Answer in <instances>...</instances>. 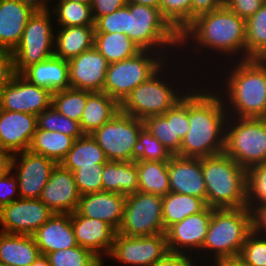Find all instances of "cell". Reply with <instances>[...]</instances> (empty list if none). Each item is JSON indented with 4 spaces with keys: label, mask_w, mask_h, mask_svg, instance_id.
I'll use <instances>...</instances> for the list:
<instances>
[{
    "label": "cell",
    "mask_w": 266,
    "mask_h": 266,
    "mask_svg": "<svg viewBox=\"0 0 266 266\" xmlns=\"http://www.w3.org/2000/svg\"><path fill=\"white\" fill-rule=\"evenodd\" d=\"M144 121L119 111L91 135L108 161H135L137 143Z\"/></svg>",
    "instance_id": "cell-11"
},
{
    "label": "cell",
    "mask_w": 266,
    "mask_h": 266,
    "mask_svg": "<svg viewBox=\"0 0 266 266\" xmlns=\"http://www.w3.org/2000/svg\"><path fill=\"white\" fill-rule=\"evenodd\" d=\"M250 212L252 232L266 236V202L254 206Z\"/></svg>",
    "instance_id": "cell-54"
},
{
    "label": "cell",
    "mask_w": 266,
    "mask_h": 266,
    "mask_svg": "<svg viewBox=\"0 0 266 266\" xmlns=\"http://www.w3.org/2000/svg\"><path fill=\"white\" fill-rule=\"evenodd\" d=\"M168 252L165 233L129 237L116 232L108 258L127 266H153Z\"/></svg>",
    "instance_id": "cell-13"
},
{
    "label": "cell",
    "mask_w": 266,
    "mask_h": 266,
    "mask_svg": "<svg viewBox=\"0 0 266 266\" xmlns=\"http://www.w3.org/2000/svg\"><path fill=\"white\" fill-rule=\"evenodd\" d=\"M53 215L40 199L20 198L0 209V231L33 235Z\"/></svg>",
    "instance_id": "cell-14"
},
{
    "label": "cell",
    "mask_w": 266,
    "mask_h": 266,
    "mask_svg": "<svg viewBox=\"0 0 266 266\" xmlns=\"http://www.w3.org/2000/svg\"><path fill=\"white\" fill-rule=\"evenodd\" d=\"M33 237L40 254L44 256L78 246L71 223V214H54L34 232Z\"/></svg>",
    "instance_id": "cell-25"
},
{
    "label": "cell",
    "mask_w": 266,
    "mask_h": 266,
    "mask_svg": "<svg viewBox=\"0 0 266 266\" xmlns=\"http://www.w3.org/2000/svg\"><path fill=\"white\" fill-rule=\"evenodd\" d=\"M223 152L245 169L266 162V118L228 116Z\"/></svg>",
    "instance_id": "cell-8"
},
{
    "label": "cell",
    "mask_w": 266,
    "mask_h": 266,
    "mask_svg": "<svg viewBox=\"0 0 266 266\" xmlns=\"http://www.w3.org/2000/svg\"><path fill=\"white\" fill-rule=\"evenodd\" d=\"M54 56L69 61L94 47V26L60 27L55 30Z\"/></svg>",
    "instance_id": "cell-27"
},
{
    "label": "cell",
    "mask_w": 266,
    "mask_h": 266,
    "mask_svg": "<svg viewBox=\"0 0 266 266\" xmlns=\"http://www.w3.org/2000/svg\"><path fill=\"white\" fill-rule=\"evenodd\" d=\"M266 2V0H223V5L247 20Z\"/></svg>",
    "instance_id": "cell-49"
},
{
    "label": "cell",
    "mask_w": 266,
    "mask_h": 266,
    "mask_svg": "<svg viewBox=\"0 0 266 266\" xmlns=\"http://www.w3.org/2000/svg\"><path fill=\"white\" fill-rule=\"evenodd\" d=\"M212 263L214 265H212ZM210 266H248L239 256L219 258L211 262Z\"/></svg>",
    "instance_id": "cell-57"
},
{
    "label": "cell",
    "mask_w": 266,
    "mask_h": 266,
    "mask_svg": "<svg viewBox=\"0 0 266 266\" xmlns=\"http://www.w3.org/2000/svg\"><path fill=\"white\" fill-rule=\"evenodd\" d=\"M73 172L56 164L39 199L54 214H71L77 210L80 200Z\"/></svg>",
    "instance_id": "cell-18"
},
{
    "label": "cell",
    "mask_w": 266,
    "mask_h": 266,
    "mask_svg": "<svg viewBox=\"0 0 266 266\" xmlns=\"http://www.w3.org/2000/svg\"><path fill=\"white\" fill-rule=\"evenodd\" d=\"M138 170L139 191L159 195L170 192L168 161H135Z\"/></svg>",
    "instance_id": "cell-35"
},
{
    "label": "cell",
    "mask_w": 266,
    "mask_h": 266,
    "mask_svg": "<svg viewBox=\"0 0 266 266\" xmlns=\"http://www.w3.org/2000/svg\"><path fill=\"white\" fill-rule=\"evenodd\" d=\"M20 2L30 5L36 11H43L50 9L49 4L52 0H19Z\"/></svg>",
    "instance_id": "cell-58"
},
{
    "label": "cell",
    "mask_w": 266,
    "mask_h": 266,
    "mask_svg": "<svg viewBox=\"0 0 266 266\" xmlns=\"http://www.w3.org/2000/svg\"><path fill=\"white\" fill-rule=\"evenodd\" d=\"M174 59L175 58L172 59V62L171 59L169 60L170 62L167 61V63H165L148 80L144 81L132 90L120 104V111L144 121L150 116L163 115L168 109L173 108L178 102H180L188 91L191 90V88L182 86L185 85V83L183 78L181 79L180 76L179 78L175 77L174 80L172 79L174 75L176 76L174 72L177 73V70L174 71L173 66H170L175 64V61H173ZM168 63L172 64L168 65ZM169 67H172V69ZM169 71L172 74H169ZM176 79L177 81L180 79V81L182 80L183 82L178 81L176 84ZM180 83L181 85H179Z\"/></svg>",
    "instance_id": "cell-4"
},
{
    "label": "cell",
    "mask_w": 266,
    "mask_h": 266,
    "mask_svg": "<svg viewBox=\"0 0 266 266\" xmlns=\"http://www.w3.org/2000/svg\"><path fill=\"white\" fill-rule=\"evenodd\" d=\"M68 62L71 88L103 91L109 63L95 47Z\"/></svg>",
    "instance_id": "cell-19"
},
{
    "label": "cell",
    "mask_w": 266,
    "mask_h": 266,
    "mask_svg": "<svg viewBox=\"0 0 266 266\" xmlns=\"http://www.w3.org/2000/svg\"><path fill=\"white\" fill-rule=\"evenodd\" d=\"M239 257L248 266H266V236L251 232L240 250Z\"/></svg>",
    "instance_id": "cell-46"
},
{
    "label": "cell",
    "mask_w": 266,
    "mask_h": 266,
    "mask_svg": "<svg viewBox=\"0 0 266 266\" xmlns=\"http://www.w3.org/2000/svg\"><path fill=\"white\" fill-rule=\"evenodd\" d=\"M94 47L109 64L136 56L142 49L124 33H95Z\"/></svg>",
    "instance_id": "cell-32"
},
{
    "label": "cell",
    "mask_w": 266,
    "mask_h": 266,
    "mask_svg": "<svg viewBox=\"0 0 266 266\" xmlns=\"http://www.w3.org/2000/svg\"><path fill=\"white\" fill-rule=\"evenodd\" d=\"M165 232L161 196L141 191L126 196L123 219L117 233L142 237Z\"/></svg>",
    "instance_id": "cell-12"
},
{
    "label": "cell",
    "mask_w": 266,
    "mask_h": 266,
    "mask_svg": "<svg viewBox=\"0 0 266 266\" xmlns=\"http://www.w3.org/2000/svg\"><path fill=\"white\" fill-rule=\"evenodd\" d=\"M0 266H10V265L0 263Z\"/></svg>",
    "instance_id": "cell-63"
},
{
    "label": "cell",
    "mask_w": 266,
    "mask_h": 266,
    "mask_svg": "<svg viewBox=\"0 0 266 266\" xmlns=\"http://www.w3.org/2000/svg\"><path fill=\"white\" fill-rule=\"evenodd\" d=\"M230 62L228 70L221 66L226 70L221 75L223 88H218L217 82L213 88L220 93L228 116L266 118V63L256 58Z\"/></svg>",
    "instance_id": "cell-3"
},
{
    "label": "cell",
    "mask_w": 266,
    "mask_h": 266,
    "mask_svg": "<svg viewBox=\"0 0 266 266\" xmlns=\"http://www.w3.org/2000/svg\"><path fill=\"white\" fill-rule=\"evenodd\" d=\"M37 128L61 132L74 139L84 135L80 122L60 114L52 105L37 115Z\"/></svg>",
    "instance_id": "cell-40"
},
{
    "label": "cell",
    "mask_w": 266,
    "mask_h": 266,
    "mask_svg": "<svg viewBox=\"0 0 266 266\" xmlns=\"http://www.w3.org/2000/svg\"><path fill=\"white\" fill-rule=\"evenodd\" d=\"M52 93L30 83L21 74L0 91V109L38 115L51 106Z\"/></svg>",
    "instance_id": "cell-16"
},
{
    "label": "cell",
    "mask_w": 266,
    "mask_h": 266,
    "mask_svg": "<svg viewBox=\"0 0 266 266\" xmlns=\"http://www.w3.org/2000/svg\"><path fill=\"white\" fill-rule=\"evenodd\" d=\"M55 1H57L56 4H52L49 10L58 24L55 23L57 27L94 26L91 6L69 0Z\"/></svg>",
    "instance_id": "cell-36"
},
{
    "label": "cell",
    "mask_w": 266,
    "mask_h": 266,
    "mask_svg": "<svg viewBox=\"0 0 266 266\" xmlns=\"http://www.w3.org/2000/svg\"><path fill=\"white\" fill-rule=\"evenodd\" d=\"M50 266H101L104 262L81 246L58 250L46 255Z\"/></svg>",
    "instance_id": "cell-41"
},
{
    "label": "cell",
    "mask_w": 266,
    "mask_h": 266,
    "mask_svg": "<svg viewBox=\"0 0 266 266\" xmlns=\"http://www.w3.org/2000/svg\"><path fill=\"white\" fill-rule=\"evenodd\" d=\"M188 121V93L174 106L175 136L182 140L189 131Z\"/></svg>",
    "instance_id": "cell-50"
},
{
    "label": "cell",
    "mask_w": 266,
    "mask_h": 266,
    "mask_svg": "<svg viewBox=\"0 0 266 266\" xmlns=\"http://www.w3.org/2000/svg\"><path fill=\"white\" fill-rule=\"evenodd\" d=\"M252 232L251 212L246 208L213 209L203 246L195 256L204 255L210 262L219 258L237 257ZM202 253V254H201ZM203 256V257H202Z\"/></svg>",
    "instance_id": "cell-6"
},
{
    "label": "cell",
    "mask_w": 266,
    "mask_h": 266,
    "mask_svg": "<svg viewBox=\"0 0 266 266\" xmlns=\"http://www.w3.org/2000/svg\"><path fill=\"white\" fill-rule=\"evenodd\" d=\"M13 154L0 148V178L12 170Z\"/></svg>",
    "instance_id": "cell-56"
},
{
    "label": "cell",
    "mask_w": 266,
    "mask_h": 266,
    "mask_svg": "<svg viewBox=\"0 0 266 266\" xmlns=\"http://www.w3.org/2000/svg\"><path fill=\"white\" fill-rule=\"evenodd\" d=\"M223 6V0H191V22L200 15Z\"/></svg>",
    "instance_id": "cell-55"
},
{
    "label": "cell",
    "mask_w": 266,
    "mask_h": 266,
    "mask_svg": "<svg viewBox=\"0 0 266 266\" xmlns=\"http://www.w3.org/2000/svg\"><path fill=\"white\" fill-rule=\"evenodd\" d=\"M160 10L179 34L191 23V0H161Z\"/></svg>",
    "instance_id": "cell-44"
},
{
    "label": "cell",
    "mask_w": 266,
    "mask_h": 266,
    "mask_svg": "<svg viewBox=\"0 0 266 266\" xmlns=\"http://www.w3.org/2000/svg\"><path fill=\"white\" fill-rule=\"evenodd\" d=\"M37 129V115L0 109V148L13 155L29 150Z\"/></svg>",
    "instance_id": "cell-20"
},
{
    "label": "cell",
    "mask_w": 266,
    "mask_h": 266,
    "mask_svg": "<svg viewBox=\"0 0 266 266\" xmlns=\"http://www.w3.org/2000/svg\"><path fill=\"white\" fill-rule=\"evenodd\" d=\"M18 187V179L12 170L0 178V209L20 199Z\"/></svg>",
    "instance_id": "cell-48"
},
{
    "label": "cell",
    "mask_w": 266,
    "mask_h": 266,
    "mask_svg": "<svg viewBox=\"0 0 266 266\" xmlns=\"http://www.w3.org/2000/svg\"><path fill=\"white\" fill-rule=\"evenodd\" d=\"M192 255L168 252L163 258L156 262L153 266H196L197 259ZM197 263V264H196Z\"/></svg>",
    "instance_id": "cell-53"
},
{
    "label": "cell",
    "mask_w": 266,
    "mask_h": 266,
    "mask_svg": "<svg viewBox=\"0 0 266 266\" xmlns=\"http://www.w3.org/2000/svg\"><path fill=\"white\" fill-rule=\"evenodd\" d=\"M30 266H50L46 256L40 255Z\"/></svg>",
    "instance_id": "cell-60"
},
{
    "label": "cell",
    "mask_w": 266,
    "mask_h": 266,
    "mask_svg": "<svg viewBox=\"0 0 266 266\" xmlns=\"http://www.w3.org/2000/svg\"><path fill=\"white\" fill-rule=\"evenodd\" d=\"M160 1L161 0H127V2L140 4V5H147L154 8H160Z\"/></svg>",
    "instance_id": "cell-59"
},
{
    "label": "cell",
    "mask_w": 266,
    "mask_h": 266,
    "mask_svg": "<svg viewBox=\"0 0 266 266\" xmlns=\"http://www.w3.org/2000/svg\"><path fill=\"white\" fill-rule=\"evenodd\" d=\"M102 191L125 196L138 192L139 178L135 161H107L102 173Z\"/></svg>",
    "instance_id": "cell-30"
},
{
    "label": "cell",
    "mask_w": 266,
    "mask_h": 266,
    "mask_svg": "<svg viewBox=\"0 0 266 266\" xmlns=\"http://www.w3.org/2000/svg\"><path fill=\"white\" fill-rule=\"evenodd\" d=\"M127 5L129 38L142 50L160 53L168 59L172 56L175 58L174 55L177 57L180 34L163 17L160 8L130 2H127ZM172 49H175V52ZM172 51L174 54H171Z\"/></svg>",
    "instance_id": "cell-7"
},
{
    "label": "cell",
    "mask_w": 266,
    "mask_h": 266,
    "mask_svg": "<svg viewBox=\"0 0 266 266\" xmlns=\"http://www.w3.org/2000/svg\"><path fill=\"white\" fill-rule=\"evenodd\" d=\"M75 139L57 131L36 129L29 150L59 164L67 155Z\"/></svg>",
    "instance_id": "cell-34"
},
{
    "label": "cell",
    "mask_w": 266,
    "mask_h": 266,
    "mask_svg": "<svg viewBox=\"0 0 266 266\" xmlns=\"http://www.w3.org/2000/svg\"><path fill=\"white\" fill-rule=\"evenodd\" d=\"M206 205L213 209L246 207L247 169L224 152L201 158Z\"/></svg>",
    "instance_id": "cell-5"
},
{
    "label": "cell",
    "mask_w": 266,
    "mask_h": 266,
    "mask_svg": "<svg viewBox=\"0 0 266 266\" xmlns=\"http://www.w3.org/2000/svg\"><path fill=\"white\" fill-rule=\"evenodd\" d=\"M56 162L25 150L13 155L12 171L18 179L20 198L39 199Z\"/></svg>",
    "instance_id": "cell-15"
},
{
    "label": "cell",
    "mask_w": 266,
    "mask_h": 266,
    "mask_svg": "<svg viewBox=\"0 0 266 266\" xmlns=\"http://www.w3.org/2000/svg\"><path fill=\"white\" fill-rule=\"evenodd\" d=\"M256 59L260 62L266 63V49Z\"/></svg>",
    "instance_id": "cell-61"
},
{
    "label": "cell",
    "mask_w": 266,
    "mask_h": 266,
    "mask_svg": "<svg viewBox=\"0 0 266 266\" xmlns=\"http://www.w3.org/2000/svg\"><path fill=\"white\" fill-rule=\"evenodd\" d=\"M15 75L12 51L0 48V91L12 81Z\"/></svg>",
    "instance_id": "cell-51"
},
{
    "label": "cell",
    "mask_w": 266,
    "mask_h": 266,
    "mask_svg": "<svg viewBox=\"0 0 266 266\" xmlns=\"http://www.w3.org/2000/svg\"><path fill=\"white\" fill-rule=\"evenodd\" d=\"M196 86L194 84L188 91L190 126L181 141L180 156L201 159L223 152L228 114L219 93L212 90V85L210 88L200 85L199 89Z\"/></svg>",
    "instance_id": "cell-2"
},
{
    "label": "cell",
    "mask_w": 266,
    "mask_h": 266,
    "mask_svg": "<svg viewBox=\"0 0 266 266\" xmlns=\"http://www.w3.org/2000/svg\"><path fill=\"white\" fill-rule=\"evenodd\" d=\"M52 20L54 18L49 9L35 11L29 18L22 39L12 52L16 74H21L32 64L54 56L56 26Z\"/></svg>",
    "instance_id": "cell-10"
},
{
    "label": "cell",
    "mask_w": 266,
    "mask_h": 266,
    "mask_svg": "<svg viewBox=\"0 0 266 266\" xmlns=\"http://www.w3.org/2000/svg\"><path fill=\"white\" fill-rule=\"evenodd\" d=\"M88 90L66 88L52 93L51 105L62 115L80 122L83 110L86 106Z\"/></svg>",
    "instance_id": "cell-39"
},
{
    "label": "cell",
    "mask_w": 266,
    "mask_h": 266,
    "mask_svg": "<svg viewBox=\"0 0 266 266\" xmlns=\"http://www.w3.org/2000/svg\"><path fill=\"white\" fill-rule=\"evenodd\" d=\"M266 49V2L246 20V59L257 58Z\"/></svg>",
    "instance_id": "cell-38"
},
{
    "label": "cell",
    "mask_w": 266,
    "mask_h": 266,
    "mask_svg": "<svg viewBox=\"0 0 266 266\" xmlns=\"http://www.w3.org/2000/svg\"><path fill=\"white\" fill-rule=\"evenodd\" d=\"M211 216L212 208L207 206L202 212L170 226L165 232L169 252L196 256L203 246Z\"/></svg>",
    "instance_id": "cell-17"
},
{
    "label": "cell",
    "mask_w": 266,
    "mask_h": 266,
    "mask_svg": "<svg viewBox=\"0 0 266 266\" xmlns=\"http://www.w3.org/2000/svg\"><path fill=\"white\" fill-rule=\"evenodd\" d=\"M144 127L156 137L172 155H180L181 139L175 136L174 107L168 109L163 115L147 117Z\"/></svg>",
    "instance_id": "cell-37"
},
{
    "label": "cell",
    "mask_w": 266,
    "mask_h": 266,
    "mask_svg": "<svg viewBox=\"0 0 266 266\" xmlns=\"http://www.w3.org/2000/svg\"><path fill=\"white\" fill-rule=\"evenodd\" d=\"M266 202V162L247 169L246 208Z\"/></svg>",
    "instance_id": "cell-42"
},
{
    "label": "cell",
    "mask_w": 266,
    "mask_h": 266,
    "mask_svg": "<svg viewBox=\"0 0 266 266\" xmlns=\"http://www.w3.org/2000/svg\"><path fill=\"white\" fill-rule=\"evenodd\" d=\"M105 163L81 166L73 171L80 195L102 191V173Z\"/></svg>",
    "instance_id": "cell-45"
},
{
    "label": "cell",
    "mask_w": 266,
    "mask_h": 266,
    "mask_svg": "<svg viewBox=\"0 0 266 266\" xmlns=\"http://www.w3.org/2000/svg\"><path fill=\"white\" fill-rule=\"evenodd\" d=\"M95 33H124L128 34V5L98 18L94 24Z\"/></svg>",
    "instance_id": "cell-47"
},
{
    "label": "cell",
    "mask_w": 266,
    "mask_h": 266,
    "mask_svg": "<svg viewBox=\"0 0 266 266\" xmlns=\"http://www.w3.org/2000/svg\"><path fill=\"white\" fill-rule=\"evenodd\" d=\"M127 4V0H93L91 5L94 21L110 14Z\"/></svg>",
    "instance_id": "cell-52"
},
{
    "label": "cell",
    "mask_w": 266,
    "mask_h": 266,
    "mask_svg": "<svg viewBox=\"0 0 266 266\" xmlns=\"http://www.w3.org/2000/svg\"><path fill=\"white\" fill-rule=\"evenodd\" d=\"M71 223L77 244L104 262L112 250L117 231L107 222L81 216L77 211L71 213Z\"/></svg>",
    "instance_id": "cell-21"
},
{
    "label": "cell",
    "mask_w": 266,
    "mask_h": 266,
    "mask_svg": "<svg viewBox=\"0 0 266 266\" xmlns=\"http://www.w3.org/2000/svg\"><path fill=\"white\" fill-rule=\"evenodd\" d=\"M172 154L146 127L140 131L135 161H168Z\"/></svg>",
    "instance_id": "cell-43"
},
{
    "label": "cell",
    "mask_w": 266,
    "mask_h": 266,
    "mask_svg": "<svg viewBox=\"0 0 266 266\" xmlns=\"http://www.w3.org/2000/svg\"><path fill=\"white\" fill-rule=\"evenodd\" d=\"M206 207V202L201 198L169 192L162 197V214L165 231L186 217L202 212Z\"/></svg>",
    "instance_id": "cell-31"
},
{
    "label": "cell",
    "mask_w": 266,
    "mask_h": 266,
    "mask_svg": "<svg viewBox=\"0 0 266 266\" xmlns=\"http://www.w3.org/2000/svg\"><path fill=\"white\" fill-rule=\"evenodd\" d=\"M187 48L189 53H193L194 56L203 53L207 56V51H210L214 56L219 53L218 60L219 55L221 60L223 56L224 60L227 56L231 58L230 61L245 60L246 20L224 5L210 13L200 15L180 33L179 49L183 50H180V53L186 54ZM195 53L197 54L195 55Z\"/></svg>",
    "instance_id": "cell-1"
},
{
    "label": "cell",
    "mask_w": 266,
    "mask_h": 266,
    "mask_svg": "<svg viewBox=\"0 0 266 266\" xmlns=\"http://www.w3.org/2000/svg\"><path fill=\"white\" fill-rule=\"evenodd\" d=\"M40 255L33 235L0 231V263L10 266H30Z\"/></svg>",
    "instance_id": "cell-28"
},
{
    "label": "cell",
    "mask_w": 266,
    "mask_h": 266,
    "mask_svg": "<svg viewBox=\"0 0 266 266\" xmlns=\"http://www.w3.org/2000/svg\"><path fill=\"white\" fill-rule=\"evenodd\" d=\"M36 10L19 0H0V48L14 51Z\"/></svg>",
    "instance_id": "cell-24"
},
{
    "label": "cell",
    "mask_w": 266,
    "mask_h": 266,
    "mask_svg": "<svg viewBox=\"0 0 266 266\" xmlns=\"http://www.w3.org/2000/svg\"><path fill=\"white\" fill-rule=\"evenodd\" d=\"M120 111V104L103 91H88L80 126L84 134H92Z\"/></svg>",
    "instance_id": "cell-29"
},
{
    "label": "cell",
    "mask_w": 266,
    "mask_h": 266,
    "mask_svg": "<svg viewBox=\"0 0 266 266\" xmlns=\"http://www.w3.org/2000/svg\"><path fill=\"white\" fill-rule=\"evenodd\" d=\"M69 1H76V2H80V3H84L86 5L91 6L93 3V0H69Z\"/></svg>",
    "instance_id": "cell-62"
},
{
    "label": "cell",
    "mask_w": 266,
    "mask_h": 266,
    "mask_svg": "<svg viewBox=\"0 0 266 266\" xmlns=\"http://www.w3.org/2000/svg\"><path fill=\"white\" fill-rule=\"evenodd\" d=\"M126 196L119 193L99 191L80 196L77 212L81 216L107 222L118 231L124 213Z\"/></svg>",
    "instance_id": "cell-23"
},
{
    "label": "cell",
    "mask_w": 266,
    "mask_h": 266,
    "mask_svg": "<svg viewBox=\"0 0 266 266\" xmlns=\"http://www.w3.org/2000/svg\"><path fill=\"white\" fill-rule=\"evenodd\" d=\"M162 54L142 50L136 56L108 66L103 92L121 104L138 85L169 61Z\"/></svg>",
    "instance_id": "cell-9"
},
{
    "label": "cell",
    "mask_w": 266,
    "mask_h": 266,
    "mask_svg": "<svg viewBox=\"0 0 266 266\" xmlns=\"http://www.w3.org/2000/svg\"><path fill=\"white\" fill-rule=\"evenodd\" d=\"M21 75L30 83L46 88L51 93L70 87L69 62L56 56L30 65Z\"/></svg>",
    "instance_id": "cell-26"
},
{
    "label": "cell",
    "mask_w": 266,
    "mask_h": 266,
    "mask_svg": "<svg viewBox=\"0 0 266 266\" xmlns=\"http://www.w3.org/2000/svg\"><path fill=\"white\" fill-rule=\"evenodd\" d=\"M108 160L103 149L90 134H84L75 139L73 146L60 162V164L73 172L81 166H94V164L106 163Z\"/></svg>",
    "instance_id": "cell-33"
},
{
    "label": "cell",
    "mask_w": 266,
    "mask_h": 266,
    "mask_svg": "<svg viewBox=\"0 0 266 266\" xmlns=\"http://www.w3.org/2000/svg\"><path fill=\"white\" fill-rule=\"evenodd\" d=\"M170 192L195 196L206 202V185L200 158L172 155L168 160Z\"/></svg>",
    "instance_id": "cell-22"
}]
</instances>
